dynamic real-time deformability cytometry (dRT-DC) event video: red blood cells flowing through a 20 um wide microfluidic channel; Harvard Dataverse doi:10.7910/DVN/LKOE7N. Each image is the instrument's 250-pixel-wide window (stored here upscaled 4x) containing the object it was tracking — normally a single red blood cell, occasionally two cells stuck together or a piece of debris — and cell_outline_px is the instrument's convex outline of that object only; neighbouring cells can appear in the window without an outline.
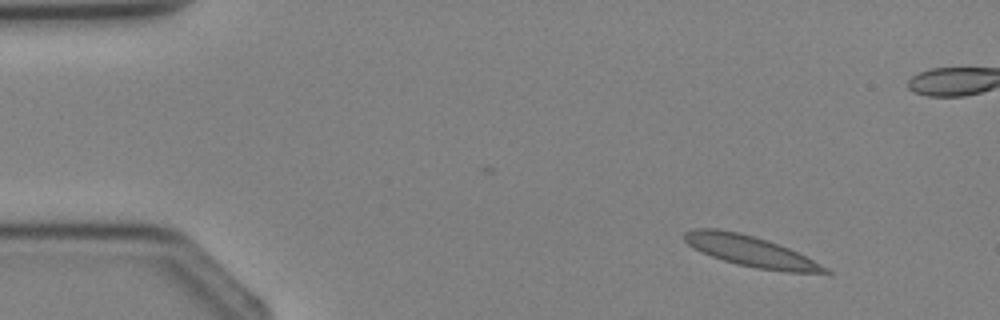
{"species": "Egyptian fruit bat (a non-hibernating species)", "species_latin": "Rousettus aegyptiacus", "temperature_condition": "cold", "stored_images_in_passage": 3, "camera_frame_rate_fps": 3000, "um_per_image_px": 0.085, "animal": {"sex": "female"}, "frame": {"image": 1, "passage_image": 1, "time_ms": 0.0, "image_size_px": [1000, 320], "cell_outline_px": [[832, 272], [788, 272], [756, 268], [736, 264], [712, 256], [692, 248], [684, 240], [684, 232], [692, 228], [716, 228], [740, 232], [788, 248], [828, 268]], "centroid_in_image_um": [63.7, 21.33], "position_along_channel_um": 21.3, "area_um2": 24.62}}